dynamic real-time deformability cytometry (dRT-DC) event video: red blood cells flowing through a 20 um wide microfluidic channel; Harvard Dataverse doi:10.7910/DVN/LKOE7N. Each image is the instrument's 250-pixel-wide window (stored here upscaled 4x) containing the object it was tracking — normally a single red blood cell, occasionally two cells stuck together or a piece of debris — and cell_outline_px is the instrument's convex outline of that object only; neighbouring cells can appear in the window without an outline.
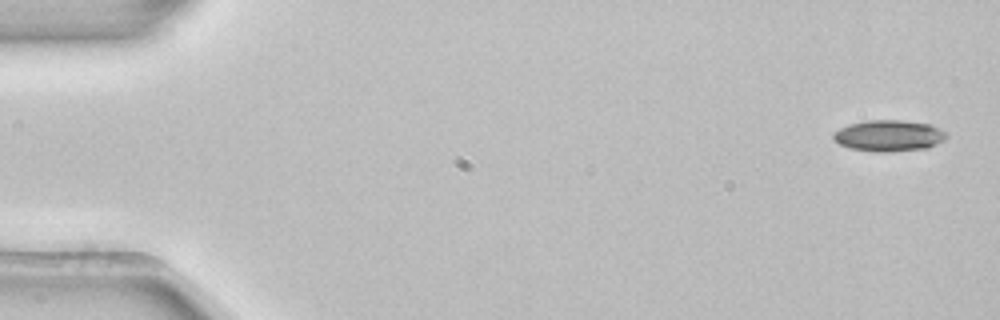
{"species": "common noctule bat (a hibernating species)", "species_latin": "Nyctalus noctula", "temperature_condition": "room temperature", "stored_images_in_passage": 5, "camera_frame_rate_fps": 3000, "um_per_image_px": 0.085, "animal": {"sex": "female", "body_mass_g": 22.7, "forearm_length_mm": 54.2}, "frame": {"image": 1, "passage_image": 1, "time_ms": 0.0, "image_size_px": [1000, 320], "cell_outline_px": [[948, 136], [944, 140], [928, 148], [892, 152], [876, 152], [848, 148], [840, 144], [832, 136], [832, 132], [848, 124], [868, 120], [900, 120], [928, 124], [944, 132]], "centroid_in_image_um": [75.51, 11.54], "position_along_channel_um": 9.5, "area_um2": 20.58}}
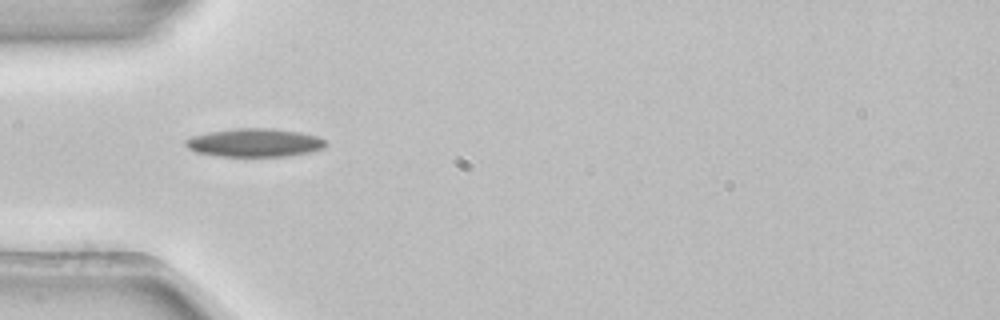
{"frame": {"image": 2, "passage_image": 4, "time_ms": 1.0, "image_size_px": [1000, 320], "cell_outline_px": [[324, 148], [308, 152], [288, 156], [216, 156], [196, 152], [188, 148], [184, 144], [184, 140], [192, 136], [208, 132], [240, 128], [268, 128], [300, 132], [316, 136], [324, 140]], "centroid_in_image_um": [21.59, 12.13], "position_along_channel_um": 63.4, "area_um2": 22.95}}